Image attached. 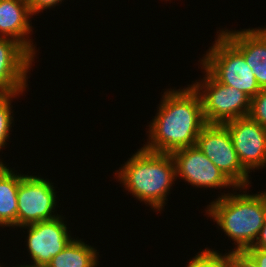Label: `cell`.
Segmentation results:
<instances>
[{
	"label": "cell",
	"mask_w": 266,
	"mask_h": 267,
	"mask_svg": "<svg viewBox=\"0 0 266 267\" xmlns=\"http://www.w3.org/2000/svg\"><path fill=\"white\" fill-rule=\"evenodd\" d=\"M205 247L189 259L186 267H231L227 253Z\"/></svg>",
	"instance_id": "17"
},
{
	"label": "cell",
	"mask_w": 266,
	"mask_h": 267,
	"mask_svg": "<svg viewBox=\"0 0 266 267\" xmlns=\"http://www.w3.org/2000/svg\"><path fill=\"white\" fill-rule=\"evenodd\" d=\"M248 188L236 187L233 193L224 190L205 208V216L213 219L228 239L234 241L235 247L229 251L252 247L265 221L266 191L249 194Z\"/></svg>",
	"instance_id": "2"
},
{
	"label": "cell",
	"mask_w": 266,
	"mask_h": 267,
	"mask_svg": "<svg viewBox=\"0 0 266 267\" xmlns=\"http://www.w3.org/2000/svg\"><path fill=\"white\" fill-rule=\"evenodd\" d=\"M62 214L51 220H44L22 226L27 229L26 247L32 260L31 266L46 267L52 257L65 249L73 239ZM70 232V233H69Z\"/></svg>",
	"instance_id": "8"
},
{
	"label": "cell",
	"mask_w": 266,
	"mask_h": 267,
	"mask_svg": "<svg viewBox=\"0 0 266 267\" xmlns=\"http://www.w3.org/2000/svg\"><path fill=\"white\" fill-rule=\"evenodd\" d=\"M1 264V263H0ZM26 263H24L23 265L21 264V265H17V266H13V267H37V266H31V265H28V264H26ZM0 267H3L2 265H0Z\"/></svg>",
	"instance_id": "23"
},
{
	"label": "cell",
	"mask_w": 266,
	"mask_h": 267,
	"mask_svg": "<svg viewBox=\"0 0 266 267\" xmlns=\"http://www.w3.org/2000/svg\"><path fill=\"white\" fill-rule=\"evenodd\" d=\"M115 175L128 193L155 212L164 210L171 186L177 181L171 154L151 152L143 147L128 158Z\"/></svg>",
	"instance_id": "3"
},
{
	"label": "cell",
	"mask_w": 266,
	"mask_h": 267,
	"mask_svg": "<svg viewBox=\"0 0 266 267\" xmlns=\"http://www.w3.org/2000/svg\"><path fill=\"white\" fill-rule=\"evenodd\" d=\"M64 0H28L29 9L32 15L39 14L45 9L54 8Z\"/></svg>",
	"instance_id": "20"
},
{
	"label": "cell",
	"mask_w": 266,
	"mask_h": 267,
	"mask_svg": "<svg viewBox=\"0 0 266 267\" xmlns=\"http://www.w3.org/2000/svg\"><path fill=\"white\" fill-rule=\"evenodd\" d=\"M196 146L225 174L236 187H249L250 173L242 166L233 141L224 124H206Z\"/></svg>",
	"instance_id": "6"
},
{
	"label": "cell",
	"mask_w": 266,
	"mask_h": 267,
	"mask_svg": "<svg viewBox=\"0 0 266 267\" xmlns=\"http://www.w3.org/2000/svg\"><path fill=\"white\" fill-rule=\"evenodd\" d=\"M73 239L52 257L46 267H97L99 266V252L91 245L86 244L83 239Z\"/></svg>",
	"instance_id": "15"
},
{
	"label": "cell",
	"mask_w": 266,
	"mask_h": 267,
	"mask_svg": "<svg viewBox=\"0 0 266 267\" xmlns=\"http://www.w3.org/2000/svg\"><path fill=\"white\" fill-rule=\"evenodd\" d=\"M157 113L148 125L145 150L171 154L176 150L196 145L202 128L207 124L202 102L193 86L166 89Z\"/></svg>",
	"instance_id": "1"
},
{
	"label": "cell",
	"mask_w": 266,
	"mask_h": 267,
	"mask_svg": "<svg viewBox=\"0 0 266 267\" xmlns=\"http://www.w3.org/2000/svg\"><path fill=\"white\" fill-rule=\"evenodd\" d=\"M32 16L28 0H0V37L16 40L35 58Z\"/></svg>",
	"instance_id": "13"
},
{
	"label": "cell",
	"mask_w": 266,
	"mask_h": 267,
	"mask_svg": "<svg viewBox=\"0 0 266 267\" xmlns=\"http://www.w3.org/2000/svg\"><path fill=\"white\" fill-rule=\"evenodd\" d=\"M218 31L244 56L260 88H266V27Z\"/></svg>",
	"instance_id": "12"
},
{
	"label": "cell",
	"mask_w": 266,
	"mask_h": 267,
	"mask_svg": "<svg viewBox=\"0 0 266 267\" xmlns=\"http://www.w3.org/2000/svg\"><path fill=\"white\" fill-rule=\"evenodd\" d=\"M54 183L41 176L20 173V184L17 192L18 210L17 227L36 222L54 219L56 214L57 192Z\"/></svg>",
	"instance_id": "7"
},
{
	"label": "cell",
	"mask_w": 266,
	"mask_h": 267,
	"mask_svg": "<svg viewBox=\"0 0 266 267\" xmlns=\"http://www.w3.org/2000/svg\"><path fill=\"white\" fill-rule=\"evenodd\" d=\"M245 252L255 261L258 267H266V250L259 248H247Z\"/></svg>",
	"instance_id": "21"
},
{
	"label": "cell",
	"mask_w": 266,
	"mask_h": 267,
	"mask_svg": "<svg viewBox=\"0 0 266 267\" xmlns=\"http://www.w3.org/2000/svg\"><path fill=\"white\" fill-rule=\"evenodd\" d=\"M203 79L192 82L198 92L203 116L208 124H224L240 117H246L250 111L251 98L243 91L217 82L201 65Z\"/></svg>",
	"instance_id": "5"
},
{
	"label": "cell",
	"mask_w": 266,
	"mask_h": 267,
	"mask_svg": "<svg viewBox=\"0 0 266 267\" xmlns=\"http://www.w3.org/2000/svg\"><path fill=\"white\" fill-rule=\"evenodd\" d=\"M171 156L175 163L176 179L180 177L196 188H236L196 145L176 150Z\"/></svg>",
	"instance_id": "9"
},
{
	"label": "cell",
	"mask_w": 266,
	"mask_h": 267,
	"mask_svg": "<svg viewBox=\"0 0 266 267\" xmlns=\"http://www.w3.org/2000/svg\"><path fill=\"white\" fill-rule=\"evenodd\" d=\"M227 256L231 267H258L245 251H228Z\"/></svg>",
	"instance_id": "19"
},
{
	"label": "cell",
	"mask_w": 266,
	"mask_h": 267,
	"mask_svg": "<svg viewBox=\"0 0 266 267\" xmlns=\"http://www.w3.org/2000/svg\"><path fill=\"white\" fill-rule=\"evenodd\" d=\"M19 184V172L9 168L4 162L0 163V227L2 228H17Z\"/></svg>",
	"instance_id": "14"
},
{
	"label": "cell",
	"mask_w": 266,
	"mask_h": 267,
	"mask_svg": "<svg viewBox=\"0 0 266 267\" xmlns=\"http://www.w3.org/2000/svg\"><path fill=\"white\" fill-rule=\"evenodd\" d=\"M242 166L250 173L266 167V128L249 116L224 123Z\"/></svg>",
	"instance_id": "10"
},
{
	"label": "cell",
	"mask_w": 266,
	"mask_h": 267,
	"mask_svg": "<svg viewBox=\"0 0 266 267\" xmlns=\"http://www.w3.org/2000/svg\"><path fill=\"white\" fill-rule=\"evenodd\" d=\"M21 95L23 96V93L0 94V151L8 144L14 125V111L11 103L13 98L17 99V96L19 98ZM0 163H3V160L0 159Z\"/></svg>",
	"instance_id": "16"
},
{
	"label": "cell",
	"mask_w": 266,
	"mask_h": 267,
	"mask_svg": "<svg viewBox=\"0 0 266 267\" xmlns=\"http://www.w3.org/2000/svg\"><path fill=\"white\" fill-rule=\"evenodd\" d=\"M35 58L16 40L0 37V94L24 93Z\"/></svg>",
	"instance_id": "11"
},
{
	"label": "cell",
	"mask_w": 266,
	"mask_h": 267,
	"mask_svg": "<svg viewBox=\"0 0 266 267\" xmlns=\"http://www.w3.org/2000/svg\"><path fill=\"white\" fill-rule=\"evenodd\" d=\"M248 116L266 128V88H261L260 92L251 98Z\"/></svg>",
	"instance_id": "18"
},
{
	"label": "cell",
	"mask_w": 266,
	"mask_h": 267,
	"mask_svg": "<svg viewBox=\"0 0 266 267\" xmlns=\"http://www.w3.org/2000/svg\"><path fill=\"white\" fill-rule=\"evenodd\" d=\"M200 65L219 83L237 88L250 98L261 90L244 56L219 32Z\"/></svg>",
	"instance_id": "4"
},
{
	"label": "cell",
	"mask_w": 266,
	"mask_h": 267,
	"mask_svg": "<svg viewBox=\"0 0 266 267\" xmlns=\"http://www.w3.org/2000/svg\"><path fill=\"white\" fill-rule=\"evenodd\" d=\"M249 248H259V249L266 250V217H265L264 224L258 235V238L256 239L255 243L252 245V247H249Z\"/></svg>",
	"instance_id": "22"
}]
</instances>
